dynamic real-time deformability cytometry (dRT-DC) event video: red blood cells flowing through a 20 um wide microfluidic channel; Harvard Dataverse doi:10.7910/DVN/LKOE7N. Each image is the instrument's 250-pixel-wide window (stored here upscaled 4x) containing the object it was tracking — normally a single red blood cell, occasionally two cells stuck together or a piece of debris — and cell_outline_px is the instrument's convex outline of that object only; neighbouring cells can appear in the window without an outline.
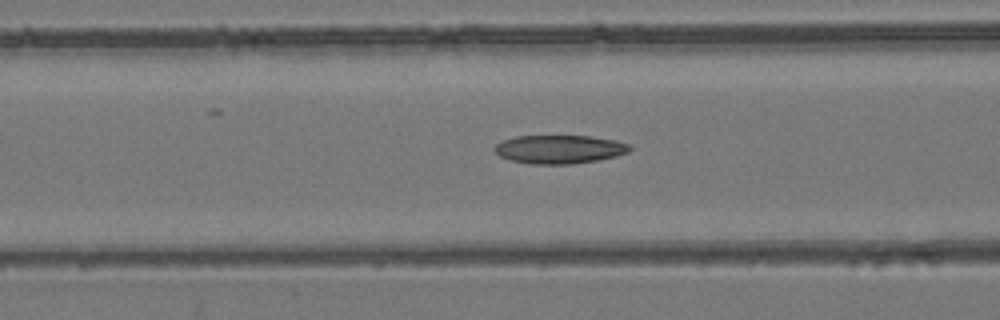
{"species": "common noctule bat (a hibernating species)", "species_latin": "Nyctalus noctula", "temperature_condition": "room temperature", "stored_images_in_passage": 29, "camera_frame_rate_fps": 3000, "um_per_image_px": 0.085, "animal": {"sex": "female", "body_mass_g": 24.6, "forearm_length_mm": 56.2}, "frame": {"image": 1, "passage_image": 5, "time_ms": 1.333, "image_size_px": [1000, 320], "cell_outline_px": [[632, 148], [628, 152], [616, 156], [600, 160], [572, 164], [532, 164], [508, 160], [500, 156], [492, 148], [496, 144], [504, 140], [516, 136], [592, 136], [616, 140], [628, 144]], "centroid_in_image_um": [47.55, 12.69], "position_along_channel_um": 119.0, "area_um2": 22.6}}
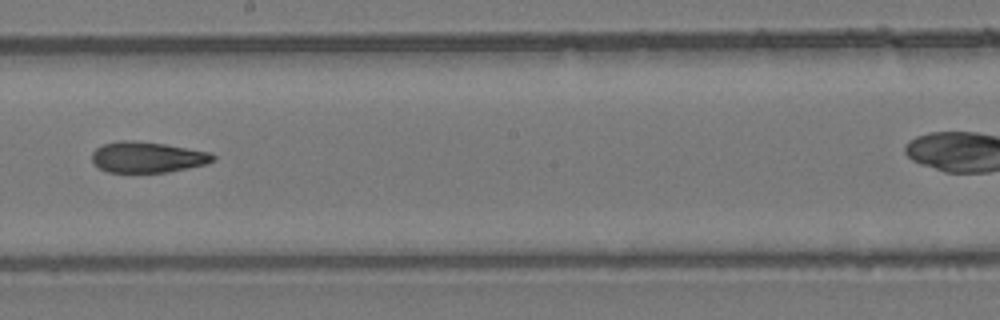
{"frame": {"image": 2, "passage_image": 14, "time_ms": 4.333, "image_size_px": [1000, 320], "cell_outline_px": [[216, 160], [208, 164], [168, 172], [108, 172], [100, 168], [92, 160], [92, 152], [96, 148], [104, 144], [120, 140], [132, 140], [164, 144], [212, 152], [216, 156]], "centroid_in_image_um": [12.58, 13.36], "position_along_channel_um": 235.6, "area_um2": 21.85}}
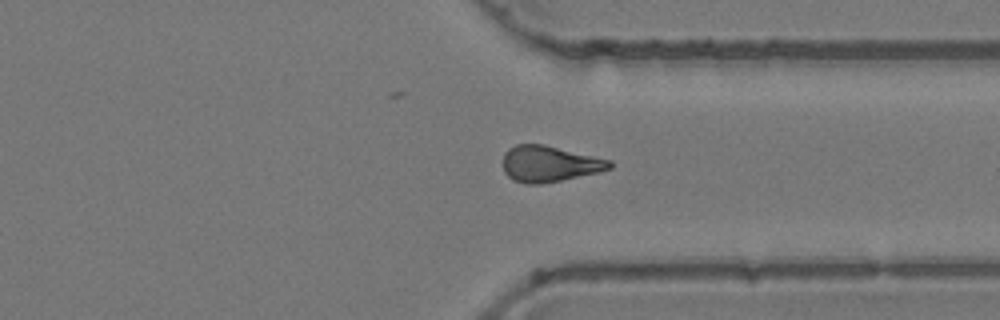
{"frame": {"image": 3, "passage_image": 24, "time_ms": 7.667, "image_size_px": [1000, 320], "cell_outline_px": [[612, 168], [596, 172], [560, 180], [540, 184], [524, 184], [512, 180], [504, 172], [504, 152], [508, 148], [516, 144], [544, 144], [612, 160]], "centroid_in_image_um": [46.67, 13.91], "position_along_channel_um": 364.7, "area_um2": 22.37}}